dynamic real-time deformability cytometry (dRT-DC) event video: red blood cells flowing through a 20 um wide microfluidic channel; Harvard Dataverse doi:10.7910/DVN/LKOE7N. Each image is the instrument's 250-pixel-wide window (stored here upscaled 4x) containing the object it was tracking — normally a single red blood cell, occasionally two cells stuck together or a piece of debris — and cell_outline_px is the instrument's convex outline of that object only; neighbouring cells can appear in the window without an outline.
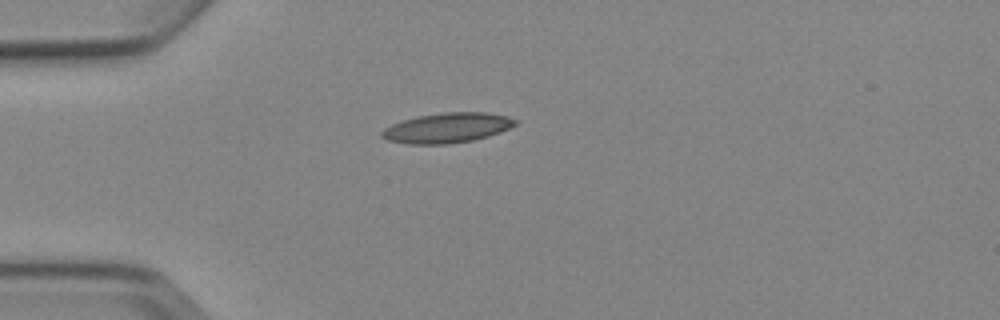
{"species": "Egyptian fruit bat (a non-hibernating species)", "species_latin": "Rousettus aegyptiacus", "temperature_condition": "cold", "stored_images_in_passage": 1, "camera_frame_rate_fps": 3000, "um_per_image_px": 0.085, "animal": {"sex": "female"}, "frame": {"image": 1, "passage_image": 1, "time_ms": 0.0, "image_size_px": [1000, 320], "cell_outline_px": [[516, 124], [500, 132], [488, 136], [472, 140], [448, 144], [408, 144], [388, 140], [380, 136], [380, 132], [384, 128], [392, 124], [404, 120], [420, 116], [444, 112], [488, 112], [508, 116], [516, 120]], "centroid_in_image_um": [38.0, 10.87], "position_along_channel_um": 47.0, "area_um2": 23.18}}